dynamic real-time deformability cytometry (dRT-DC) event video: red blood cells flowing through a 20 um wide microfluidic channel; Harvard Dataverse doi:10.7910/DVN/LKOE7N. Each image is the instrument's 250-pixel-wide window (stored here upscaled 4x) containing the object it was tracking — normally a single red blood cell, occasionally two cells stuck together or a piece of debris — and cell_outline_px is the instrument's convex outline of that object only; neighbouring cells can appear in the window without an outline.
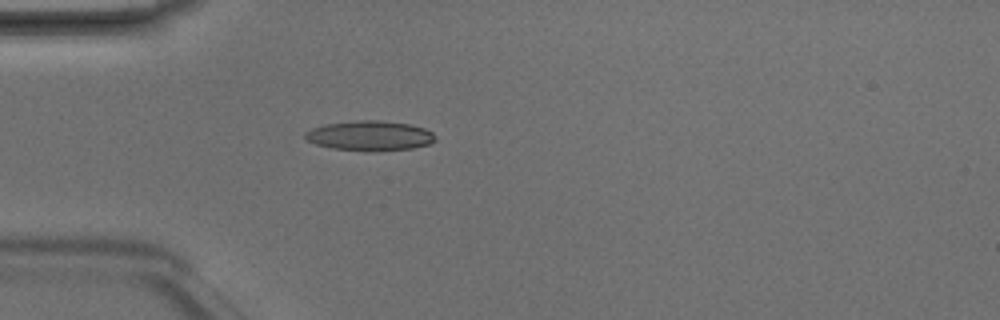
{"species": "Egyptian fruit bat (a non-hibernating species)", "species_latin": "Rousettus aegyptiacus", "temperature_condition": "room temperature", "stored_images_in_passage": 3, "camera_frame_rate_fps": 3000, "um_per_image_px": 0.085, "animal": {"sex": "male"}, "frame": {"image": 1, "passage_image": 3, "time_ms": 0.667, "image_size_px": [1000, 320], "cell_outline_px": [[436, 140], [428, 144], [412, 148], [332, 148], [316, 144], [304, 140], [304, 132], [312, 128], [324, 124], [364, 120], [380, 120], [408, 124], [424, 128], [432, 132], [436, 136]], "centroid_in_image_um": [31.4, 11.48], "position_along_channel_um": 53.6, "area_um2": 21.62}}